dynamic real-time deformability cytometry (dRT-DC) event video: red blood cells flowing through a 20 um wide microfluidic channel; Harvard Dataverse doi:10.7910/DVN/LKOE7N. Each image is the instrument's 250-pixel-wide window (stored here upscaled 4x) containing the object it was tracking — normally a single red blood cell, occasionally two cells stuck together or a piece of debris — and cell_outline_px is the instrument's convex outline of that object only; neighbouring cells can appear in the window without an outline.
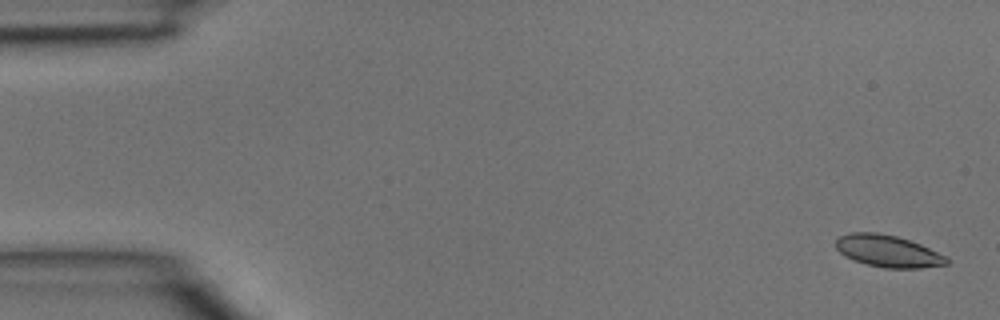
{"species": "common noctule bat (a hibernating species)", "species_latin": "Nyctalus noctula", "temperature_condition": "room temperature", "stored_images_in_passage": 4, "camera_frame_rate_fps": 3000, "um_per_image_px": 0.085, "animal": {"sex": "male", "body_mass_g": 15.6}, "frame": {"image": 1, "passage_image": 1, "time_ms": 0.0, "image_size_px": [1000, 320], "cell_outline_px": [[948, 264], [920, 268], [884, 268], [852, 260], [844, 256], [836, 248], [836, 240], [840, 236], [852, 232], [876, 232], [896, 236], [920, 244], [948, 256]], "centroid_in_image_um": [75.48, 21.35], "position_along_channel_um": 9.5, "area_um2": 20.63}}
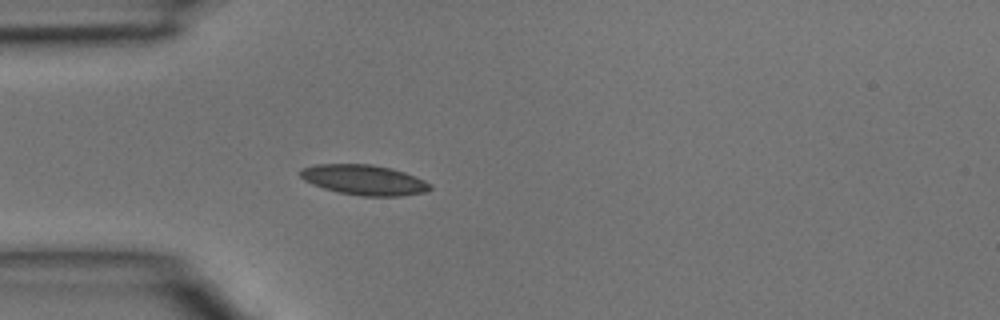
{"frame": {"image": 2, "passage_image": 4, "time_ms": 1.0, "image_size_px": [1000, 320], "cell_outline_px": [[432, 188], [424, 192], [400, 196], [360, 196], [340, 192], [324, 188], [312, 184], [304, 180], [300, 176], [300, 168], [316, 164], [372, 164], [392, 168], [404, 172], [424, 180], [432, 184]], "centroid_in_image_um": [30.94, 15.28], "position_along_channel_um": 54.1, "area_um2": 22.83}}